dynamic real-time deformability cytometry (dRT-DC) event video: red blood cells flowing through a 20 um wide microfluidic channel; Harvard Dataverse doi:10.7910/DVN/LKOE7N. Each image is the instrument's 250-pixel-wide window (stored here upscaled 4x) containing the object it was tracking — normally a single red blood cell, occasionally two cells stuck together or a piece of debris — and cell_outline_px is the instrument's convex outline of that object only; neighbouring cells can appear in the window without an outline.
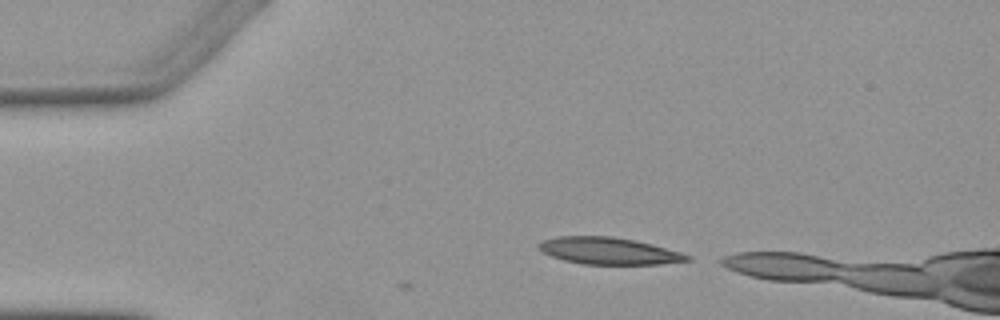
{"species": "Egyptian fruit bat (a non-hibernating species)", "species_latin": "Rousettus aegyptiacus", "temperature_condition": "warm", "stored_images_in_passage": 3, "camera_frame_rate_fps": 3000, "um_per_image_px": 0.085, "animal": {"sex": "female"}, "frame": {"image": 1, "passage_image": 1, "time_ms": 0.0, "image_size_px": [1000, 320], "cell_outline_px": [[692, 260], [660, 264], [580, 264], [564, 260], [552, 256], [544, 252], [536, 244], [540, 240], [556, 236], [612, 236], [636, 240], [652, 244], [680, 252], [692, 256]], "centroid_in_image_um": [51.74, 21.32], "position_along_channel_um": 33.3, "area_um2": 23.41}}